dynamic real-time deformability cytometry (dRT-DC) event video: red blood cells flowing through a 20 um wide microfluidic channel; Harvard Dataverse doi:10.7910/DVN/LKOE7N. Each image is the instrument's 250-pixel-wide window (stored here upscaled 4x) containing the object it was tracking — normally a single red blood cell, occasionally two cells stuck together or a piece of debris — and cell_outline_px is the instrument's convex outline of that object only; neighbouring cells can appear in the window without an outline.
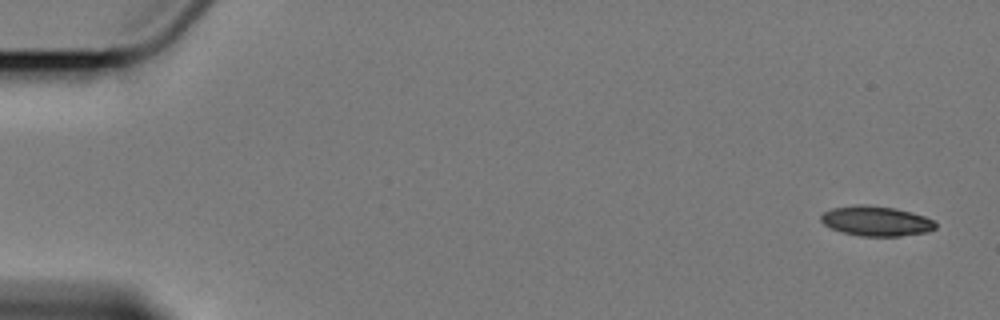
{"species": "Egyptian fruit bat (a non-hibernating species)", "species_latin": "Rousettus aegyptiacus", "temperature_condition": "cold", "stored_images_in_passage": 4, "segment_of_instrument_passage": [1, 2], "camera_frame_rate_fps": 3000, "um_per_image_px": 0.085, "animal": {"sex": "female"}, "frame": {"image": 1, "passage_image": 1, "time_ms": 0.0, "image_size_px": [1000, 320], "cell_outline_px": [[936, 228], [924, 232], [900, 236], [860, 236], [844, 232], [832, 228], [824, 224], [820, 220], [820, 216], [824, 212], [832, 208], [856, 204], [864, 204], [896, 208], [912, 212], [936, 220]], "centroid_in_image_um": [74.48, 18.77], "position_along_channel_um": 10.5, "area_um2": 20.0}}
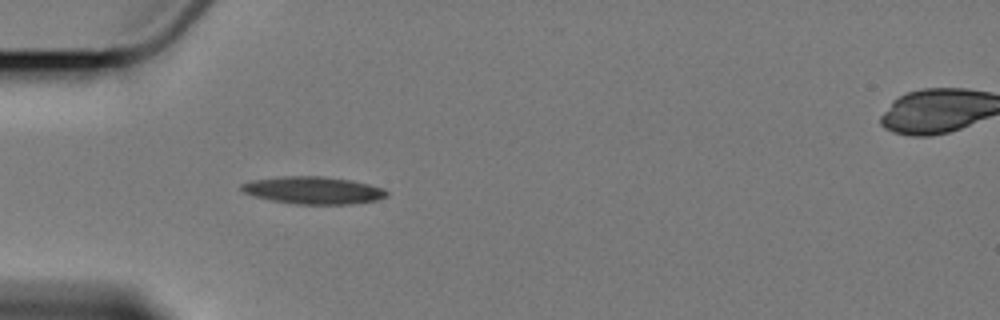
{"frame": {"image": 2, "passage_image": 3, "time_ms": 5.333, "image_size_px": [1000, 320], "cell_outline_px": [[388, 196], [376, 200], [348, 204], [296, 204], [272, 200], [256, 196], [244, 192], [240, 188], [240, 184], [252, 180], [284, 176], [320, 176], [348, 180], [368, 184], [384, 188], [388, 192]], "centroid_in_image_um": [26.63, 16.17], "position_along_channel_um": 58.4, "area_um2": 22.89}}